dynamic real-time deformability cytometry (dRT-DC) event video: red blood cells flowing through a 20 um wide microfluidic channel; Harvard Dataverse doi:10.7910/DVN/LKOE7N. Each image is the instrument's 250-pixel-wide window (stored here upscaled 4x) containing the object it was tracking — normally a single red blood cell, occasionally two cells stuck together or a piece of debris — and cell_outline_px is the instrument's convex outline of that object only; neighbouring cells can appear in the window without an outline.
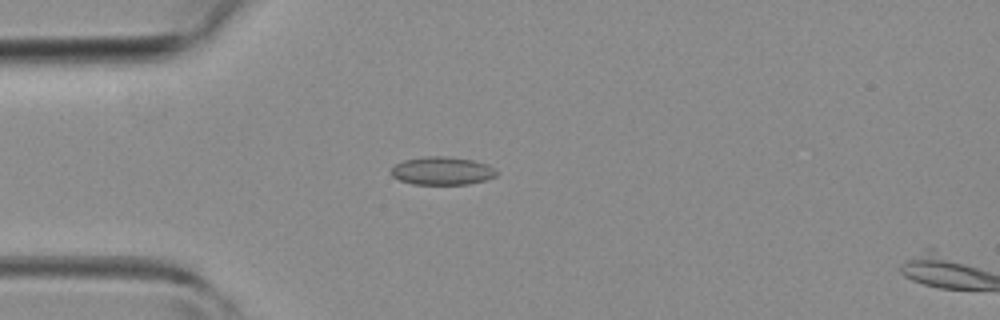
{"species": "common noctule bat (a hibernating species)", "species_latin": "Nyctalus noctula", "temperature_condition": "room temperature", "stored_images_in_passage": 12, "camera_frame_rate_fps": 3000, "um_per_image_px": 0.085, "animal": {"sex": "female", "body_mass_g": 19.3, "forearm_length_mm": 54.1}, "frame": {"image": 1, "passage_image": 10, "time_ms": 3.0, "image_size_px": [1000, 320], "cell_outline_px": [[496, 176], [488, 180], [468, 184], [412, 184], [400, 180], [392, 176], [388, 172], [396, 164], [404, 160], [428, 156], [444, 156], [472, 160], [488, 164], [496, 172]], "centroid_in_image_um": [37.56, 14.53], "position_along_channel_um": 47.4, "area_um2": 17.22}}